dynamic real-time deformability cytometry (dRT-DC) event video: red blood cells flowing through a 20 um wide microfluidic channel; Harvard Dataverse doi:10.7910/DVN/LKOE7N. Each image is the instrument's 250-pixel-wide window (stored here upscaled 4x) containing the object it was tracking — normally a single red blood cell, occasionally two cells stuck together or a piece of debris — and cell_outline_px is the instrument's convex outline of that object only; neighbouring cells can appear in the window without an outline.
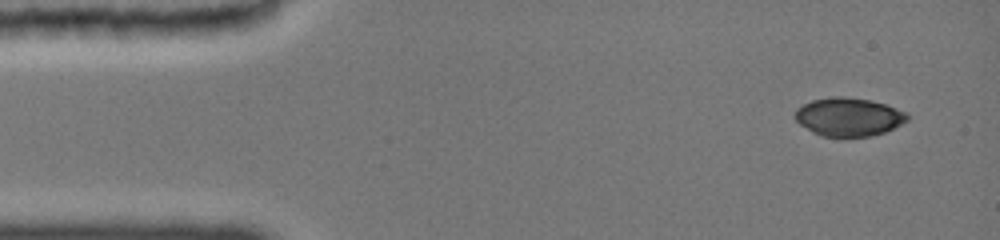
{"species": "common noctule bat (a hibernating species)", "species_latin": "Nyctalus noctula", "temperature_condition": "cold", "stored_images_in_passage": 4, "camera_frame_rate_fps": 3000, "um_per_image_px": 0.085, "animal": {"sex": "female", "body_mass_g": 19.0, "forearm_length_mm": 51.5}, "frame": {"image": 1, "passage_image": 1, "time_ms": 0.0, "image_size_px": [1000, 240], "cell_outline_px": [[908, 120], [884, 132], [868, 136], [824, 136], [800, 124], [796, 120], [796, 112], [804, 104], [812, 100], [832, 96], [844, 96], [872, 100], [884, 104], [904, 112], [908, 116]], "centroid_in_image_um": [72.15, 9.91], "position_along_channel_um": 12.9, "area_um2": 24.45}}
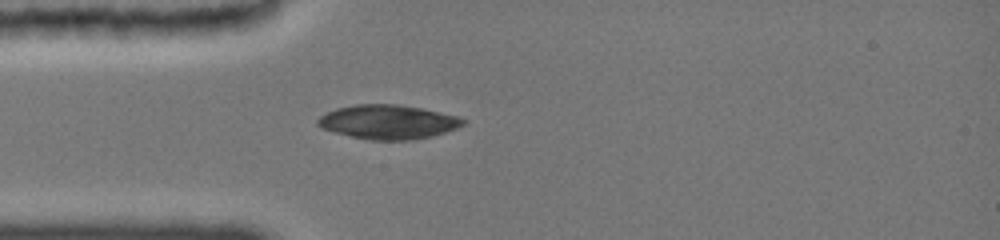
{"frame": {"image": 2, "passage_image": 4, "time_ms": 3.333, "image_size_px": [1000, 240], "cell_outline_px": [[464, 124], [456, 128], [432, 136], [408, 140], [372, 140], [352, 136], [336, 132], [324, 128], [316, 124], [316, 120], [320, 116], [336, 108], [356, 104], [396, 104], [420, 108], [456, 116], [464, 120]], "centroid_in_image_um": [32.96, 10.36], "position_along_channel_um": 52.0, "area_um2": 28.44}}